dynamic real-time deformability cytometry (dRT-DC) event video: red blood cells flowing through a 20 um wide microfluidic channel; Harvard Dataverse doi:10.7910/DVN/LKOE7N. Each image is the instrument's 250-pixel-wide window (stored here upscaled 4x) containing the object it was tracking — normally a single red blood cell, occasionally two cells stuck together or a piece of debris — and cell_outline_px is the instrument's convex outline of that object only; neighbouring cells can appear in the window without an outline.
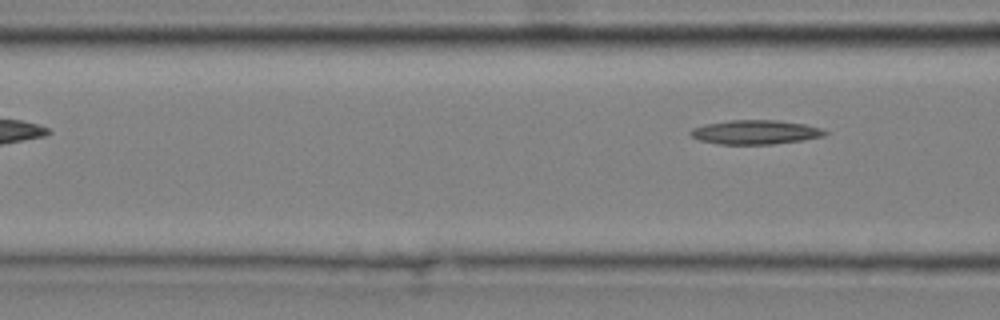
{"species": "common noctule bat (a hibernating species)", "species_latin": "Nyctalus noctula", "temperature_condition": "cold", "stored_images_in_passage": 5, "camera_frame_rate_fps": 3000, "um_per_image_px": 0.085, "animal": {"sex": "male", "body_mass_g": 20.4}, "frame": {"image": 1, "passage_image": 5, "time_ms": 1.333, "image_size_px": [1000, 320], "cell_outline_px": [[828, 132], [824, 136], [804, 140], [772, 144], [716, 144], [700, 140], [692, 136], [688, 132], [692, 128], [704, 124], [728, 120], [776, 120], [804, 124], [820, 128]], "centroid_in_image_um": [64.18, 11.23], "position_along_channel_um": 102.4, "area_um2": 18.96}}